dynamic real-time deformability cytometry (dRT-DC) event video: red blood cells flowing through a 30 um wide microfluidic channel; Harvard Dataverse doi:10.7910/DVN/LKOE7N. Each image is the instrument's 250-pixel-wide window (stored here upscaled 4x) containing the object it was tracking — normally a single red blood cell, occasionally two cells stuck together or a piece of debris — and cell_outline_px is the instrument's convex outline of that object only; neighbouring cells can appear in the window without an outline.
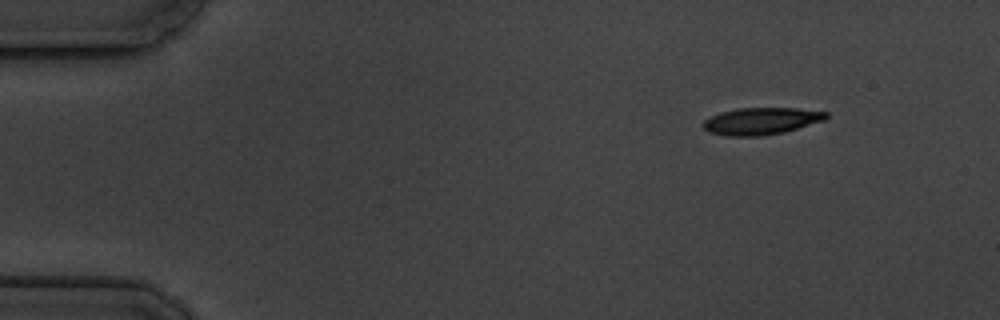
{"species": "common noctule bat (a hibernating species)", "species_latin": "Nyctalus noctula", "temperature_condition": "cold", "stored_images_in_passage": 4, "camera_frame_rate_fps": 3000, "um_per_image_px": 0.085, "animal": {"sex": "male", "body_mass_g": 19.5, "forearm_length_mm": 54.6}, "frame": {"image": 1, "passage_image": 1, "time_ms": 0.0, "image_size_px": [1000, 320], "cell_outline_px": [[828, 116], [824, 120], [784, 132], [760, 136], [728, 136], [708, 132], [700, 124], [704, 120], [720, 112], [736, 108], [796, 108], [828, 112]], "centroid_in_image_um": [64.67, 10.29], "position_along_channel_um": 20.3, "area_um2": 19.36}}
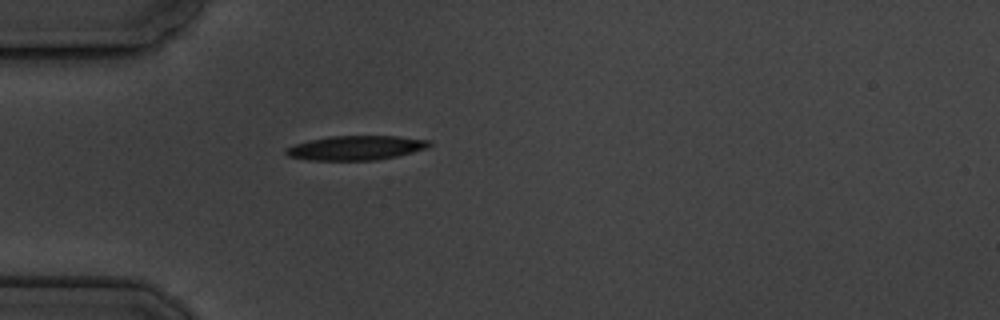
{"frame": {"image": 2, "passage_image": 4, "time_ms": 3.333, "image_size_px": [1000, 320], "cell_outline_px": [[432, 144], [428, 148], [396, 156], [376, 160], [308, 160], [288, 156], [284, 152], [284, 148], [308, 140], [328, 136], [396, 136], [432, 140]], "centroid_in_image_um": [30.25, 12.56], "position_along_channel_um": 54.7, "area_um2": 20.46}}